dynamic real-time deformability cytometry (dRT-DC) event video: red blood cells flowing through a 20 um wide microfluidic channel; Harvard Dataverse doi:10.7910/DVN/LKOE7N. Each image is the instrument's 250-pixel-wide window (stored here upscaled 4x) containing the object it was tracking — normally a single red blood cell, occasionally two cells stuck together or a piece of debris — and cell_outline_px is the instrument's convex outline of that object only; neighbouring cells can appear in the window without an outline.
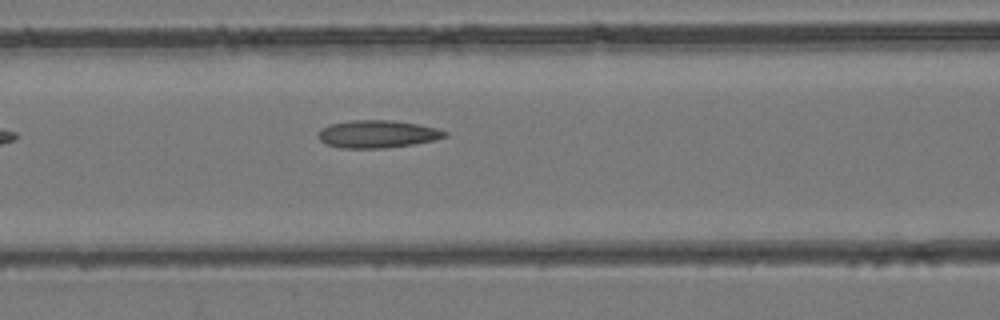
{"species": "common noctule bat (a hibernating species)", "species_latin": "Nyctalus noctula", "temperature_condition": "room temperature", "stored_images_in_passage": 5, "camera_frame_rate_fps": 3000, "um_per_image_px": 0.085, "animal": {"sex": "female", "body_mass_g": 24.6, "forearm_length_mm": 56.2}, "frame": {"image": 1, "passage_image": 5, "time_ms": 4.667, "image_size_px": [1000, 320], "cell_outline_px": [[448, 136], [436, 140], [412, 144], [384, 148], [340, 148], [328, 144], [320, 140], [320, 128], [332, 124], [352, 120], [392, 120], [416, 124], [436, 128], [448, 132]], "centroid_in_image_um": [32.12, 11.39], "position_along_channel_um": 134.5, "area_um2": 20.17}}